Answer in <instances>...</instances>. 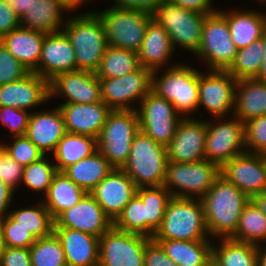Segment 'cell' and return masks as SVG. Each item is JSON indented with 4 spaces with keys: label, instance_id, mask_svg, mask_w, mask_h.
I'll list each match as a JSON object with an SVG mask.
<instances>
[{
    "label": "cell",
    "instance_id": "6da1fadb",
    "mask_svg": "<svg viewBox=\"0 0 266 266\" xmlns=\"http://www.w3.org/2000/svg\"><path fill=\"white\" fill-rule=\"evenodd\" d=\"M200 200L209 236L220 239L235 234L240 215L250 198L220 175Z\"/></svg>",
    "mask_w": 266,
    "mask_h": 266
},
{
    "label": "cell",
    "instance_id": "7a4b0ae2",
    "mask_svg": "<svg viewBox=\"0 0 266 266\" xmlns=\"http://www.w3.org/2000/svg\"><path fill=\"white\" fill-rule=\"evenodd\" d=\"M63 31L75 51L78 70L95 73L107 48L104 25L94 11L66 20Z\"/></svg>",
    "mask_w": 266,
    "mask_h": 266
},
{
    "label": "cell",
    "instance_id": "3957f363",
    "mask_svg": "<svg viewBox=\"0 0 266 266\" xmlns=\"http://www.w3.org/2000/svg\"><path fill=\"white\" fill-rule=\"evenodd\" d=\"M151 239L210 240L201 200L172 197L166 206L164 218Z\"/></svg>",
    "mask_w": 266,
    "mask_h": 266
},
{
    "label": "cell",
    "instance_id": "277c9868",
    "mask_svg": "<svg viewBox=\"0 0 266 266\" xmlns=\"http://www.w3.org/2000/svg\"><path fill=\"white\" fill-rule=\"evenodd\" d=\"M165 70L159 77V70L153 71L152 90L171 102L182 118H189L191 112L199 111V70L184 63H167Z\"/></svg>",
    "mask_w": 266,
    "mask_h": 266
},
{
    "label": "cell",
    "instance_id": "5b68a950",
    "mask_svg": "<svg viewBox=\"0 0 266 266\" xmlns=\"http://www.w3.org/2000/svg\"><path fill=\"white\" fill-rule=\"evenodd\" d=\"M167 163V147L139 131L132 140L129 158L121 169L137 187L159 186L164 183Z\"/></svg>",
    "mask_w": 266,
    "mask_h": 266
},
{
    "label": "cell",
    "instance_id": "8992f818",
    "mask_svg": "<svg viewBox=\"0 0 266 266\" xmlns=\"http://www.w3.org/2000/svg\"><path fill=\"white\" fill-rule=\"evenodd\" d=\"M221 175V166L204 159L192 163L168 161L163 186L172 197L201 199Z\"/></svg>",
    "mask_w": 266,
    "mask_h": 266
},
{
    "label": "cell",
    "instance_id": "52a82bcc",
    "mask_svg": "<svg viewBox=\"0 0 266 266\" xmlns=\"http://www.w3.org/2000/svg\"><path fill=\"white\" fill-rule=\"evenodd\" d=\"M139 131L137 110H112L97 138L98 151L114 168H122Z\"/></svg>",
    "mask_w": 266,
    "mask_h": 266
},
{
    "label": "cell",
    "instance_id": "ba28073f",
    "mask_svg": "<svg viewBox=\"0 0 266 266\" xmlns=\"http://www.w3.org/2000/svg\"><path fill=\"white\" fill-rule=\"evenodd\" d=\"M151 15L167 31L175 51L177 46L194 54L198 51L205 14L163 0Z\"/></svg>",
    "mask_w": 266,
    "mask_h": 266
},
{
    "label": "cell",
    "instance_id": "9c48e42d",
    "mask_svg": "<svg viewBox=\"0 0 266 266\" xmlns=\"http://www.w3.org/2000/svg\"><path fill=\"white\" fill-rule=\"evenodd\" d=\"M108 46L138 52L152 15L144 11L110 6L100 12Z\"/></svg>",
    "mask_w": 266,
    "mask_h": 266
},
{
    "label": "cell",
    "instance_id": "30bf717a",
    "mask_svg": "<svg viewBox=\"0 0 266 266\" xmlns=\"http://www.w3.org/2000/svg\"><path fill=\"white\" fill-rule=\"evenodd\" d=\"M237 47L234 44L228 22L226 11L219 9L206 15L201 43L195 53L200 57L209 70H227L233 63L237 54Z\"/></svg>",
    "mask_w": 266,
    "mask_h": 266
},
{
    "label": "cell",
    "instance_id": "8fae6325",
    "mask_svg": "<svg viewBox=\"0 0 266 266\" xmlns=\"http://www.w3.org/2000/svg\"><path fill=\"white\" fill-rule=\"evenodd\" d=\"M140 131L165 147L173 139L182 120L173 104L151 90L137 108Z\"/></svg>",
    "mask_w": 266,
    "mask_h": 266
},
{
    "label": "cell",
    "instance_id": "7c38bea8",
    "mask_svg": "<svg viewBox=\"0 0 266 266\" xmlns=\"http://www.w3.org/2000/svg\"><path fill=\"white\" fill-rule=\"evenodd\" d=\"M151 240L112 226L99 238L98 266H144L145 248Z\"/></svg>",
    "mask_w": 266,
    "mask_h": 266
},
{
    "label": "cell",
    "instance_id": "4fadbf2b",
    "mask_svg": "<svg viewBox=\"0 0 266 266\" xmlns=\"http://www.w3.org/2000/svg\"><path fill=\"white\" fill-rule=\"evenodd\" d=\"M223 118L214 117L215 123L206 121L205 159L220 166L246 152L244 122L236 116Z\"/></svg>",
    "mask_w": 266,
    "mask_h": 266
},
{
    "label": "cell",
    "instance_id": "5bb4252c",
    "mask_svg": "<svg viewBox=\"0 0 266 266\" xmlns=\"http://www.w3.org/2000/svg\"><path fill=\"white\" fill-rule=\"evenodd\" d=\"M102 100L112 110H137L132 106L152 90L153 71L140 67L118 78H99Z\"/></svg>",
    "mask_w": 266,
    "mask_h": 266
},
{
    "label": "cell",
    "instance_id": "9a60e30c",
    "mask_svg": "<svg viewBox=\"0 0 266 266\" xmlns=\"http://www.w3.org/2000/svg\"><path fill=\"white\" fill-rule=\"evenodd\" d=\"M237 80L227 70H199V102L211 116L225 117L234 110ZM231 110V111H230Z\"/></svg>",
    "mask_w": 266,
    "mask_h": 266
},
{
    "label": "cell",
    "instance_id": "2e32d148",
    "mask_svg": "<svg viewBox=\"0 0 266 266\" xmlns=\"http://www.w3.org/2000/svg\"><path fill=\"white\" fill-rule=\"evenodd\" d=\"M221 175L251 198L266 191V155L235 156L221 166Z\"/></svg>",
    "mask_w": 266,
    "mask_h": 266
},
{
    "label": "cell",
    "instance_id": "e0dca14e",
    "mask_svg": "<svg viewBox=\"0 0 266 266\" xmlns=\"http://www.w3.org/2000/svg\"><path fill=\"white\" fill-rule=\"evenodd\" d=\"M50 100L63 95L64 103L91 104L102 100L101 84L95 73L74 70L56 75L49 81Z\"/></svg>",
    "mask_w": 266,
    "mask_h": 266
},
{
    "label": "cell",
    "instance_id": "ac0fdd59",
    "mask_svg": "<svg viewBox=\"0 0 266 266\" xmlns=\"http://www.w3.org/2000/svg\"><path fill=\"white\" fill-rule=\"evenodd\" d=\"M182 118L167 146L168 161L192 163L205 159L206 121Z\"/></svg>",
    "mask_w": 266,
    "mask_h": 266
},
{
    "label": "cell",
    "instance_id": "d6986e66",
    "mask_svg": "<svg viewBox=\"0 0 266 266\" xmlns=\"http://www.w3.org/2000/svg\"><path fill=\"white\" fill-rule=\"evenodd\" d=\"M112 226V220L91 193H86L78 203L54 220V227L71 228L98 238Z\"/></svg>",
    "mask_w": 266,
    "mask_h": 266
},
{
    "label": "cell",
    "instance_id": "ffe728a7",
    "mask_svg": "<svg viewBox=\"0 0 266 266\" xmlns=\"http://www.w3.org/2000/svg\"><path fill=\"white\" fill-rule=\"evenodd\" d=\"M137 188L121 168H114L90 193L114 222L135 196Z\"/></svg>",
    "mask_w": 266,
    "mask_h": 266
},
{
    "label": "cell",
    "instance_id": "44dd1931",
    "mask_svg": "<svg viewBox=\"0 0 266 266\" xmlns=\"http://www.w3.org/2000/svg\"><path fill=\"white\" fill-rule=\"evenodd\" d=\"M50 100L49 81L35 72L24 78L0 85V107L28 110Z\"/></svg>",
    "mask_w": 266,
    "mask_h": 266
},
{
    "label": "cell",
    "instance_id": "7402d4cb",
    "mask_svg": "<svg viewBox=\"0 0 266 266\" xmlns=\"http://www.w3.org/2000/svg\"><path fill=\"white\" fill-rule=\"evenodd\" d=\"M77 70L75 51L65 32L45 35L41 56L38 63V74L47 81L64 72Z\"/></svg>",
    "mask_w": 266,
    "mask_h": 266
},
{
    "label": "cell",
    "instance_id": "603a6c76",
    "mask_svg": "<svg viewBox=\"0 0 266 266\" xmlns=\"http://www.w3.org/2000/svg\"><path fill=\"white\" fill-rule=\"evenodd\" d=\"M68 133L98 138L112 109L103 101L91 104L63 103L58 106Z\"/></svg>",
    "mask_w": 266,
    "mask_h": 266
},
{
    "label": "cell",
    "instance_id": "cb8c5ba5",
    "mask_svg": "<svg viewBox=\"0 0 266 266\" xmlns=\"http://www.w3.org/2000/svg\"><path fill=\"white\" fill-rule=\"evenodd\" d=\"M53 232L60 240L67 266H98V237L63 227H53Z\"/></svg>",
    "mask_w": 266,
    "mask_h": 266
},
{
    "label": "cell",
    "instance_id": "d4e9b609",
    "mask_svg": "<svg viewBox=\"0 0 266 266\" xmlns=\"http://www.w3.org/2000/svg\"><path fill=\"white\" fill-rule=\"evenodd\" d=\"M66 133L63 115L56 107L31 113L25 135L47 156Z\"/></svg>",
    "mask_w": 266,
    "mask_h": 266
},
{
    "label": "cell",
    "instance_id": "484cf974",
    "mask_svg": "<svg viewBox=\"0 0 266 266\" xmlns=\"http://www.w3.org/2000/svg\"><path fill=\"white\" fill-rule=\"evenodd\" d=\"M46 33L19 26L0 41L30 72L38 74V63Z\"/></svg>",
    "mask_w": 266,
    "mask_h": 266
},
{
    "label": "cell",
    "instance_id": "4316f807",
    "mask_svg": "<svg viewBox=\"0 0 266 266\" xmlns=\"http://www.w3.org/2000/svg\"><path fill=\"white\" fill-rule=\"evenodd\" d=\"M175 51L169 34L154 20H151L147 26L145 36L140 50L137 52L140 65L151 71H160V67L169 63L170 57Z\"/></svg>",
    "mask_w": 266,
    "mask_h": 266
},
{
    "label": "cell",
    "instance_id": "83f0119b",
    "mask_svg": "<svg viewBox=\"0 0 266 266\" xmlns=\"http://www.w3.org/2000/svg\"><path fill=\"white\" fill-rule=\"evenodd\" d=\"M266 115V81L237 80L233 115L242 122Z\"/></svg>",
    "mask_w": 266,
    "mask_h": 266
},
{
    "label": "cell",
    "instance_id": "f1b7e54d",
    "mask_svg": "<svg viewBox=\"0 0 266 266\" xmlns=\"http://www.w3.org/2000/svg\"><path fill=\"white\" fill-rule=\"evenodd\" d=\"M64 12L69 11L58 0H32L20 18V26L46 34L60 32L66 23Z\"/></svg>",
    "mask_w": 266,
    "mask_h": 266
},
{
    "label": "cell",
    "instance_id": "f546056e",
    "mask_svg": "<svg viewBox=\"0 0 266 266\" xmlns=\"http://www.w3.org/2000/svg\"><path fill=\"white\" fill-rule=\"evenodd\" d=\"M178 266H212V240L152 239Z\"/></svg>",
    "mask_w": 266,
    "mask_h": 266
},
{
    "label": "cell",
    "instance_id": "4dcf8cb0",
    "mask_svg": "<svg viewBox=\"0 0 266 266\" xmlns=\"http://www.w3.org/2000/svg\"><path fill=\"white\" fill-rule=\"evenodd\" d=\"M226 19L231 38L238 50L262 39L266 31V13L262 14L261 11H226Z\"/></svg>",
    "mask_w": 266,
    "mask_h": 266
},
{
    "label": "cell",
    "instance_id": "1f68e13d",
    "mask_svg": "<svg viewBox=\"0 0 266 266\" xmlns=\"http://www.w3.org/2000/svg\"><path fill=\"white\" fill-rule=\"evenodd\" d=\"M87 192L76 185L64 172L57 171L45 196L44 205L55 220L63 211L78 203Z\"/></svg>",
    "mask_w": 266,
    "mask_h": 266
},
{
    "label": "cell",
    "instance_id": "d6a6232c",
    "mask_svg": "<svg viewBox=\"0 0 266 266\" xmlns=\"http://www.w3.org/2000/svg\"><path fill=\"white\" fill-rule=\"evenodd\" d=\"M113 169L109 161L96 151L92 156L81 159L63 172L81 189L90 193Z\"/></svg>",
    "mask_w": 266,
    "mask_h": 266
},
{
    "label": "cell",
    "instance_id": "836d02e7",
    "mask_svg": "<svg viewBox=\"0 0 266 266\" xmlns=\"http://www.w3.org/2000/svg\"><path fill=\"white\" fill-rule=\"evenodd\" d=\"M96 151H98L97 138L67 132L57 143L53 153L56 170L63 172L67 167L92 156Z\"/></svg>",
    "mask_w": 266,
    "mask_h": 266
},
{
    "label": "cell",
    "instance_id": "e575fe53",
    "mask_svg": "<svg viewBox=\"0 0 266 266\" xmlns=\"http://www.w3.org/2000/svg\"><path fill=\"white\" fill-rule=\"evenodd\" d=\"M213 244L212 266H257V245L220 238Z\"/></svg>",
    "mask_w": 266,
    "mask_h": 266
},
{
    "label": "cell",
    "instance_id": "d590c367",
    "mask_svg": "<svg viewBox=\"0 0 266 266\" xmlns=\"http://www.w3.org/2000/svg\"><path fill=\"white\" fill-rule=\"evenodd\" d=\"M141 67L138 53L128 49L107 46L95 72L98 78H118Z\"/></svg>",
    "mask_w": 266,
    "mask_h": 266
},
{
    "label": "cell",
    "instance_id": "8d00e7d4",
    "mask_svg": "<svg viewBox=\"0 0 266 266\" xmlns=\"http://www.w3.org/2000/svg\"><path fill=\"white\" fill-rule=\"evenodd\" d=\"M136 194L146 203V236L152 238L164 218L172 195L163 185L138 187Z\"/></svg>",
    "mask_w": 266,
    "mask_h": 266
},
{
    "label": "cell",
    "instance_id": "74e56055",
    "mask_svg": "<svg viewBox=\"0 0 266 266\" xmlns=\"http://www.w3.org/2000/svg\"><path fill=\"white\" fill-rule=\"evenodd\" d=\"M231 239L257 246L266 244V216L251 200L245 205Z\"/></svg>",
    "mask_w": 266,
    "mask_h": 266
},
{
    "label": "cell",
    "instance_id": "f35d334b",
    "mask_svg": "<svg viewBox=\"0 0 266 266\" xmlns=\"http://www.w3.org/2000/svg\"><path fill=\"white\" fill-rule=\"evenodd\" d=\"M8 216L19 226L28 230L35 239L46 237L53 232L54 219L44 205L43 200L33 207H22L9 211Z\"/></svg>",
    "mask_w": 266,
    "mask_h": 266
},
{
    "label": "cell",
    "instance_id": "ab89813d",
    "mask_svg": "<svg viewBox=\"0 0 266 266\" xmlns=\"http://www.w3.org/2000/svg\"><path fill=\"white\" fill-rule=\"evenodd\" d=\"M262 57V39H259L239 49L227 71L236 80L256 78L262 66Z\"/></svg>",
    "mask_w": 266,
    "mask_h": 266
},
{
    "label": "cell",
    "instance_id": "60d3db41",
    "mask_svg": "<svg viewBox=\"0 0 266 266\" xmlns=\"http://www.w3.org/2000/svg\"><path fill=\"white\" fill-rule=\"evenodd\" d=\"M29 250L32 266H67L64 250L54 232L36 239Z\"/></svg>",
    "mask_w": 266,
    "mask_h": 266
},
{
    "label": "cell",
    "instance_id": "b9f144b4",
    "mask_svg": "<svg viewBox=\"0 0 266 266\" xmlns=\"http://www.w3.org/2000/svg\"><path fill=\"white\" fill-rule=\"evenodd\" d=\"M113 226L121 231L146 236V203L135 194L113 222Z\"/></svg>",
    "mask_w": 266,
    "mask_h": 266
},
{
    "label": "cell",
    "instance_id": "7bdbcfd3",
    "mask_svg": "<svg viewBox=\"0 0 266 266\" xmlns=\"http://www.w3.org/2000/svg\"><path fill=\"white\" fill-rule=\"evenodd\" d=\"M56 172L55 163L48 161L45 155L40 160L24 167L21 182L28 189L35 192H44L43 194L46 195Z\"/></svg>",
    "mask_w": 266,
    "mask_h": 266
},
{
    "label": "cell",
    "instance_id": "ee69618b",
    "mask_svg": "<svg viewBox=\"0 0 266 266\" xmlns=\"http://www.w3.org/2000/svg\"><path fill=\"white\" fill-rule=\"evenodd\" d=\"M13 143L8 145L3 142L0 145L8 155L23 167L40 160L45 154L37 148L34 143L26 136H14Z\"/></svg>",
    "mask_w": 266,
    "mask_h": 266
},
{
    "label": "cell",
    "instance_id": "f6af8a7d",
    "mask_svg": "<svg viewBox=\"0 0 266 266\" xmlns=\"http://www.w3.org/2000/svg\"><path fill=\"white\" fill-rule=\"evenodd\" d=\"M244 132L246 152L266 155V115L245 122Z\"/></svg>",
    "mask_w": 266,
    "mask_h": 266
},
{
    "label": "cell",
    "instance_id": "bcb514c9",
    "mask_svg": "<svg viewBox=\"0 0 266 266\" xmlns=\"http://www.w3.org/2000/svg\"><path fill=\"white\" fill-rule=\"evenodd\" d=\"M29 72L0 41V85L22 79Z\"/></svg>",
    "mask_w": 266,
    "mask_h": 266
},
{
    "label": "cell",
    "instance_id": "7dc6e473",
    "mask_svg": "<svg viewBox=\"0 0 266 266\" xmlns=\"http://www.w3.org/2000/svg\"><path fill=\"white\" fill-rule=\"evenodd\" d=\"M6 247L30 248L36 241L35 237L8 215L0 221Z\"/></svg>",
    "mask_w": 266,
    "mask_h": 266
},
{
    "label": "cell",
    "instance_id": "c3c4849f",
    "mask_svg": "<svg viewBox=\"0 0 266 266\" xmlns=\"http://www.w3.org/2000/svg\"><path fill=\"white\" fill-rule=\"evenodd\" d=\"M31 112L13 108L10 106L0 107V119L2 124L9 128L11 135L23 136L26 134Z\"/></svg>",
    "mask_w": 266,
    "mask_h": 266
},
{
    "label": "cell",
    "instance_id": "681fc988",
    "mask_svg": "<svg viewBox=\"0 0 266 266\" xmlns=\"http://www.w3.org/2000/svg\"><path fill=\"white\" fill-rule=\"evenodd\" d=\"M24 167L11 158L0 145V180L13 190L22 181Z\"/></svg>",
    "mask_w": 266,
    "mask_h": 266
},
{
    "label": "cell",
    "instance_id": "f907efd6",
    "mask_svg": "<svg viewBox=\"0 0 266 266\" xmlns=\"http://www.w3.org/2000/svg\"><path fill=\"white\" fill-rule=\"evenodd\" d=\"M144 266H178L170 259L161 248V246L151 240L145 248Z\"/></svg>",
    "mask_w": 266,
    "mask_h": 266
},
{
    "label": "cell",
    "instance_id": "816d5d0a",
    "mask_svg": "<svg viewBox=\"0 0 266 266\" xmlns=\"http://www.w3.org/2000/svg\"><path fill=\"white\" fill-rule=\"evenodd\" d=\"M0 266H32L29 248L6 247Z\"/></svg>",
    "mask_w": 266,
    "mask_h": 266
},
{
    "label": "cell",
    "instance_id": "f5cc1de1",
    "mask_svg": "<svg viewBox=\"0 0 266 266\" xmlns=\"http://www.w3.org/2000/svg\"><path fill=\"white\" fill-rule=\"evenodd\" d=\"M20 26V17L4 0H0V39Z\"/></svg>",
    "mask_w": 266,
    "mask_h": 266
},
{
    "label": "cell",
    "instance_id": "db71d44e",
    "mask_svg": "<svg viewBox=\"0 0 266 266\" xmlns=\"http://www.w3.org/2000/svg\"><path fill=\"white\" fill-rule=\"evenodd\" d=\"M114 7L144 11L152 14L163 0H112Z\"/></svg>",
    "mask_w": 266,
    "mask_h": 266
},
{
    "label": "cell",
    "instance_id": "11a10c76",
    "mask_svg": "<svg viewBox=\"0 0 266 266\" xmlns=\"http://www.w3.org/2000/svg\"><path fill=\"white\" fill-rule=\"evenodd\" d=\"M167 1L174 3L182 8L197 11L205 15L217 11L216 8L212 5L213 4V2H211L212 0H167Z\"/></svg>",
    "mask_w": 266,
    "mask_h": 266
},
{
    "label": "cell",
    "instance_id": "9f6ffc18",
    "mask_svg": "<svg viewBox=\"0 0 266 266\" xmlns=\"http://www.w3.org/2000/svg\"><path fill=\"white\" fill-rule=\"evenodd\" d=\"M14 190L0 180V221L8 215ZM7 213V214H6Z\"/></svg>",
    "mask_w": 266,
    "mask_h": 266
},
{
    "label": "cell",
    "instance_id": "6f0895ef",
    "mask_svg": "<svg viewBox=\"0 0 266 266\" xmlns=\"http://www.w3.org/2000/svg\"><path fill=\"white\" fill-rule=\"evenodd\" d=\"M10 6H12L13 11L18 15V17H22L24 13L29 9L32 0H4Z\"/></svg>",
    "mask_w": 266,
    "mask_h": 266
},
{
    "label": "cell",
    "instance_id": "680465c9",
    "mask_svg": "<svg viewBox=\"0 0 266 266\" xmlns=\"http://www.w3.org/2000/svg\"><path fill=\"white\" fill-rule=\"evenodd\" d=\"M262 46H263L262 66L259 71V74L255 79L266 81V31L262 36Z\"/></svg>",
    "mask_w": 266,
    "mask_h": 266
},
{
    "label": "cell",
    "instance_id": "91938a15",
    "mask_svg": "<svg viewBox=\"0 0 266 266\" xmlns=\"http://www.w3.org/2000/svg\"><path fill=\"white\" fill-rule=\"evenodd\" d=\"M250 200L260 209L266 216V191L253 195Z\"/></svg>",
    "mask_w": 266,
    "mask_h": 266
},
{
    "label": "cell",
    "instance_id": "94428289",
    "mask_svg": "<svg viewBox=\"0 0 266 266\" xmlns=\"http://www.w3.org/2000/svg\"><path fill=\"white\" fill-rule=\"evenodd\" d=\"M67 10L73 12L78 7H82L81 5L87 2L88 0H58ZM84 2V3H83Z\"/></svg>",
    "mask_w": 266,
    "mask_h": 266
},
{
    "label": "cell",
    "instance_id": "6125c7cd",
    "mask_svg": "<svg viewBox=\"0 0 266 266\" xmlns=\"http://www.w3.org/2000/svg\"><path fill=\"white\" fill-rule=\"evenodd\" d=\"M257 266H266V245L257 246Z\"/></svg>",
    "mask_w": 266,
    "mask_h": 266
},
{
    "label": "cell",
    "instance_id": "be15d7a7",
    "mask_svg": "<svg viewBox=\"0 0 266 266\" xmlns=\"http://www.w3.org/2000/svg\"><path fill=\"white\" fill-rule=\"evenodd\" d=\"M5 250H6V244H5L2 226L0 224V261L2 259V255L5 253Z\"/></svg>",
    "mask_w": 266,
    "mask_h": 266
},
{
    "label": "cell",
    "instance_id": "e7e4bbea",
    "mask_svg": "<svg viewBox=\"0 0 266 266\" xmlns=\"http://www.w3.org/2000/svg\"><path fill=\"white\" fill-rule=\"evenodd\" d=\"M257 1H259L260 3L262 2V4L263 3L266 4V0H257Z\"/></svg>",
    "mask_w": 266,
    "mask_h": 266
}]
</instances>
